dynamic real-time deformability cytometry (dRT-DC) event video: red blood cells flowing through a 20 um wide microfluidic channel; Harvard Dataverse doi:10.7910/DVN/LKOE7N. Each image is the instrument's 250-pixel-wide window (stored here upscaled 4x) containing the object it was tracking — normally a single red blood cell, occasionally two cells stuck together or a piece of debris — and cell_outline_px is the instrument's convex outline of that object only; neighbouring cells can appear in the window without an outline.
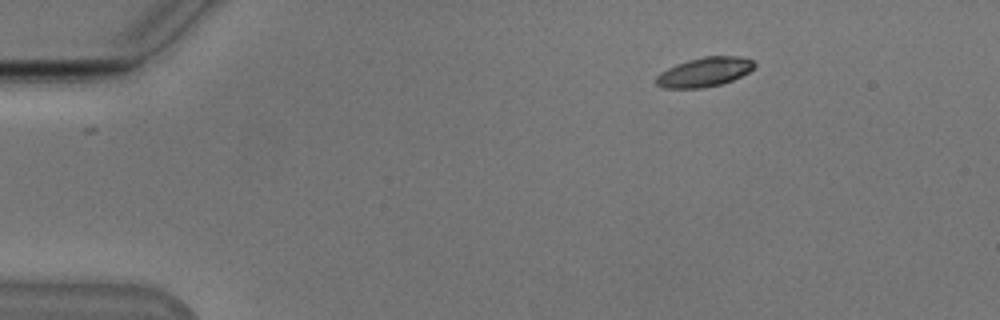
{"species": "Egyptian fruit bat (a non-hibernating species)", "species_latin": "Rousettus aegyptiacus", "temperature_condition": "cold", "stored_images_in_passage": 47, "camera_frame_rate_fps": 3000, "um_per_image_px": 0.085, "animal": {"sex": "male"}, "frame": {"image": 1, "passage_image": 1, "time_ms": 0.0, "image_size_px": [1000, 320], "cell_outline_px": [[756, 64], [748, 72], [732, 80], [720, 84], [700, 88], [664, 88], [656, 84], [656, 76], [660, 72], [676, 64], [688, 60], [704, 56], [736, 56], [752, 60]], "centroid_in_image_um": [59.84, 6.12], "position_along_channel_um": 25.2, "area_um2": 16.59}}
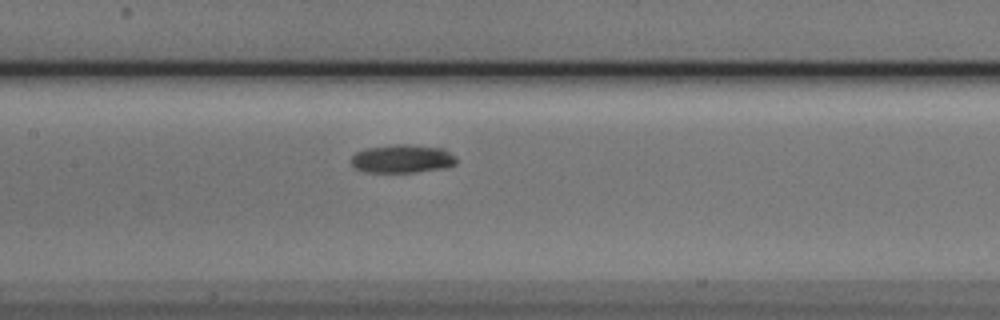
{"frame": {"image": 2, "passage_image": 19, "time_ms": 6.0, "image_size_px": [1000, 320], "cell_outline_px": [[456, 164], [444, 168], [416, 172], [368, 172], [356, 168], [352, 164], [352, 156], [356, 152], [364, 148], [396, 144], [408, 144], [444, 148], [456, 156]], "centroid_in_image_um": [34.22, 13.48], "position_along_channel_um": 173.2, "area_um2": 17.46}}
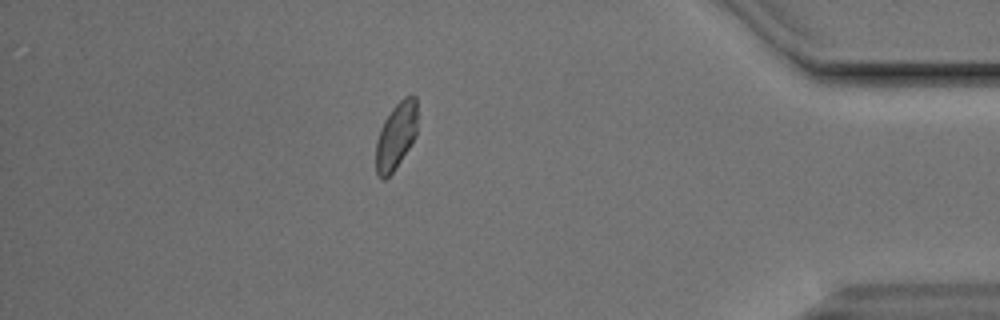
{"frame": {"image": 3, "passage_image": 40, "time_ms": 13.0, "image_size_px": [1000, 320], "cell_outline_px": [[416, 136], [412, 144], [392, 172], [384, 180], [380, 180], [376, 172], [376, 140], [380, 128], [384, 120], [392, 108], [404, 96], [412, 92], [416, 96]], "centroid_in_image_um": [33.66, 11.53], "position_along_channel_um": 401.5, "area_um2": 16.3}, "authors_computed_cell_mechanics": {"area_um2": 17.1088, "velocity_mm_per_s": 3.8106, "shape_relaxation_time_tau1_ms": 3.1004, "shape_relaxation_time_tau2_ms": null, "deformation_change_tau1": 0.1324, "deformation_change_tau2": null}}